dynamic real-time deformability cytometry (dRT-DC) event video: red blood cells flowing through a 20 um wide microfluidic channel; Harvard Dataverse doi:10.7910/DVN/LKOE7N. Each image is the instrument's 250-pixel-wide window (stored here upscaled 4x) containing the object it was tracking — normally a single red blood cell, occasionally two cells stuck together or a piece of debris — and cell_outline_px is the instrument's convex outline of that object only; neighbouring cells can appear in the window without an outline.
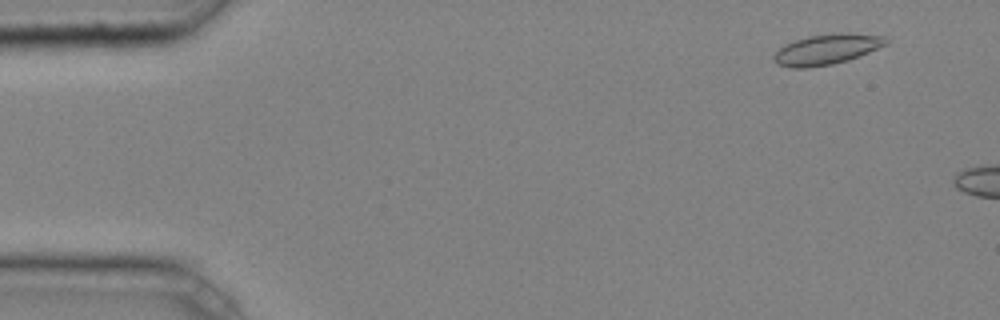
{"species": "common noctule bat (a hibernating species)", "species_latin": "Nyctalus noctula", "temperature_condition": "cold", "stored_images_in_passage": 3, "camera_frame_rate_fps": 3000, "um_per_image_px": 0.085, "animal": {"sex": "male", "body_mass_g": 20.4}, "frame": {"image": 1, "passage_image": 2, "time_ms": 0.333, "image_size_px": [1000, 320], "cell_outline_px": [[888, 44], [848, 60], [832, 64], [808, 68], [792, 68], [776, 64], [772, 60], [772, 56], [784, 44], [808, 36], [840, 32], [848, 32], [884, 36], [888, 40]], "centroid_in_image_um": [70.25, 4.19], "position_along_channel_um": 14.7, "area_um2": 20.0}}